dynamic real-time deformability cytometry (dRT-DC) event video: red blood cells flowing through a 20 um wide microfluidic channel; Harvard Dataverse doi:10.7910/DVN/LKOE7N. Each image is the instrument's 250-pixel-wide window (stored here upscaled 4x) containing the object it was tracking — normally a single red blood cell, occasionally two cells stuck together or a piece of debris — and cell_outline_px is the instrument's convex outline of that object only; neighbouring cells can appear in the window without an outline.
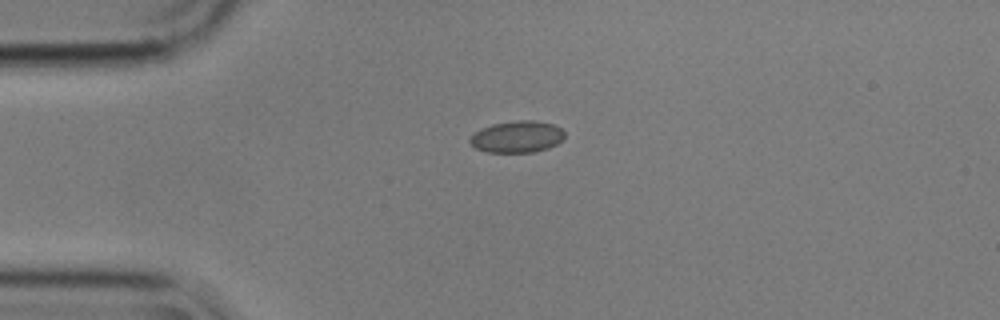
{"species": "common noctule bat (a hibernating species)", "species_latin": "Nyctalus noctula", "temperature_condition": "cold", "stored_images_in_passage": 12, "camera_frame_rate_fps": 3000, "um_per_image_px": 0.085, "animal": {"sex": "male", "body_mass_g": 17.9}, "frame": {"image": 1, "passage_image": 1, "time_ms": 0.0, "image_size_px": [1000, 320], "cell_outline_px": [[564, 136], [556, 144], [548, 148], [532, 152], [488, 152], [476, 148], [468, 140], [476, 132], [492, 124], [516, 120], [532, 120], [552, 124], [560, 128], [564, 132]], "centroid_in_image_um": [43.95, 11.62], "position_along_channel_um": 41.0, "area_um2": 17.17}}
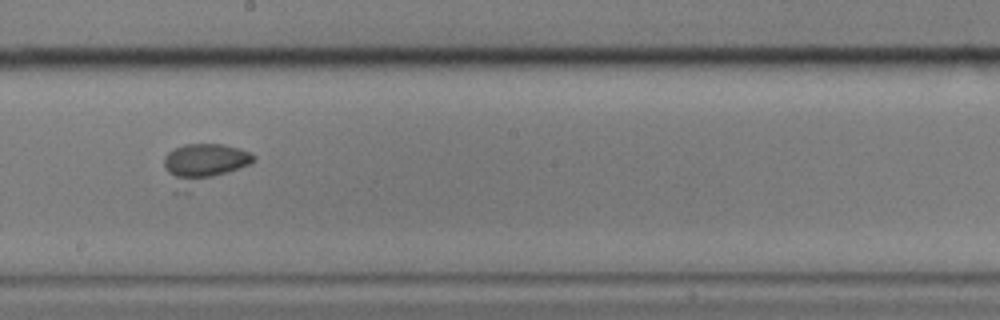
{"frame": {"image": 2, "passage_image": 6, "time_ms": 1.667, "image_size_px": [1000, 320], "cell_outline_px": [[256, 160], [252, 164], [188, 192], [172, 192], [164, 168], [164, 156], [168, 152], [184, 144], [224, 144], [240, 148], [256, 156]], "centroid_in_image_um": [17.25, 13.99], "position_along_channel_um": 230.9, "area_um2": 21.96}}
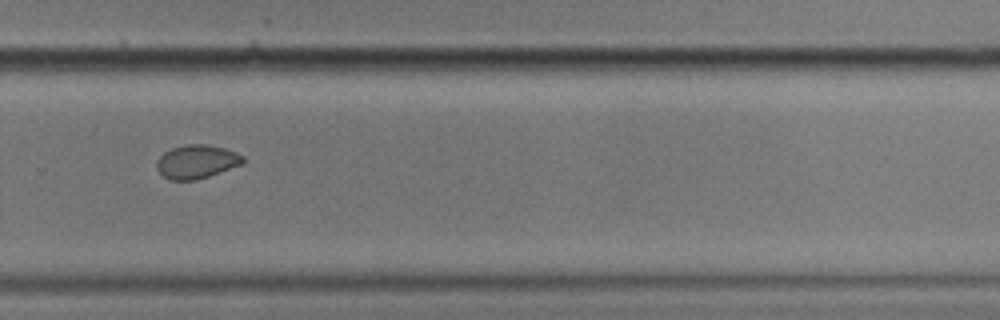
{"frame": {"image": 3, "passage_image": 8, "time_ms": 2.333, "image_size_px": [1000, 320], "cell_outline_px": [[244, 164], [196, 180], [168, 180], [156, 168], [156, 160], [164, 152], [172, 148], [188, 144], [204, 144], [224, 148], [236, 152], [244, 156]], "centroid_in_image_um": [16.72, 13.74], "position_along_channel_um": 313.1, "area_um2": 16.94}}